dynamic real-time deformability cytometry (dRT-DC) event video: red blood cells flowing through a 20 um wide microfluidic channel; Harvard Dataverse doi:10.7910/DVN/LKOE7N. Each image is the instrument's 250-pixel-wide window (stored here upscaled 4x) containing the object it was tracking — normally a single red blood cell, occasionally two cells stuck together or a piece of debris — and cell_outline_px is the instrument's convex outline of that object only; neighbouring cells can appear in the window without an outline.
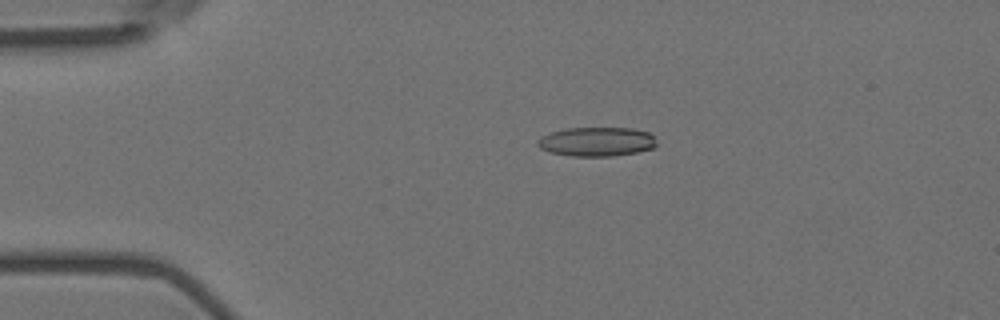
{"species": "Egyptian fruit bat (a non-hibernating species)", "species_latin": "Rousettus aegyptiacus", "temperature_condition": "room temperature", "stored_images_in_passage": 55, "camera_frame_rate_fps": 3000, "um_per_image_px": 0.085, "animal": {"sex": "female"}, "frame": {"image": 1, "passage_image": 11, "time_ms": 3.333, "image_size_px": [1000, 320], "cell_outline_px": [[656, 144], [652, 148], [636, 152], [612, 156], [572, 156], [548, 152], [540, 148], [536, 144], [536, 140], [540, 136], [564, 128], [632, 128], [648, 132], [652, 136]], "centroid_in_image_um": [50.65, 12.04], "position_along_channel_um": 34.4, "area_um2": 20.23}}
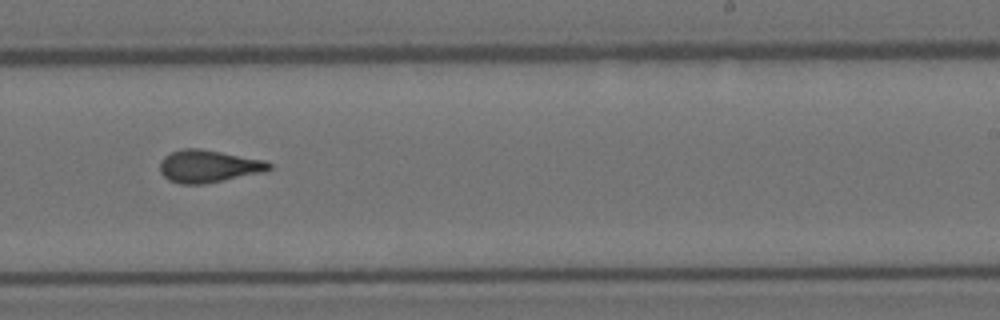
{"frame": {"image": 2, "passage_image": 34, "time_ms": 11.0, "image_size_px": [1000, 320], "cell_outline_px": [[272, 168], [260, 172], [200, 184], [180, 184], [168, 180], [160, 172], [160, 160], [164, 156], [172, 152], [184, 148], [200, 148], [264, 160], [272, 164]], "centroid_in_image_um": [17.65, 14.11], "position_along_channel_um": 271.3, "area_um2": 20.29}}
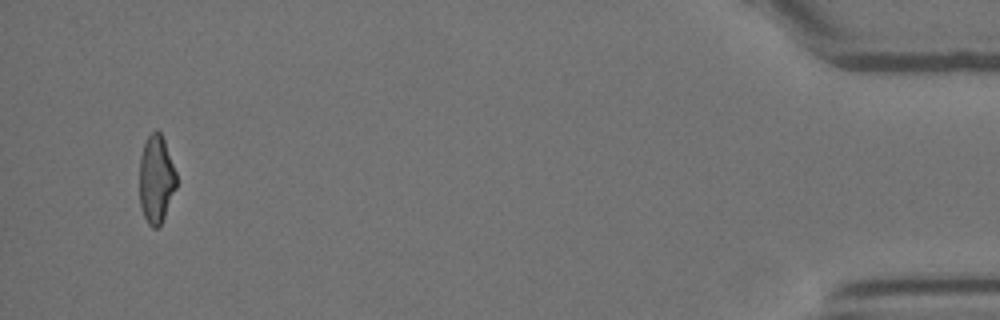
{"frame": {"image": 3, "passage_image": 53, "time_ms": 17.333, "image_size_px": [1000, 320], "cell_outline_px": [[176, 188], [164, 216], [160, 224], [156, 228], [152, 228], [148, 224], [144, 216], [140, 204], [140, 156], [144, 144], [148, 136], [156, 128], [160, 132], [164, 140], [176, 172]], "centroid_in_image_um": [13.27, 15.22], "position_along_channel_um": 421.9, "area_um2": 18.73}, "authors_computed_cell_mechanics": {"area_um2": 20.23, "velocity_mm_per_s": 3.6252, "shape_relaxation_time_tau1_ms": null, "shape_relaxation_time_tau2_ms": 2.0878, "deformation_change_tau1": null, "deformation_change_tau2": 0.1087}}